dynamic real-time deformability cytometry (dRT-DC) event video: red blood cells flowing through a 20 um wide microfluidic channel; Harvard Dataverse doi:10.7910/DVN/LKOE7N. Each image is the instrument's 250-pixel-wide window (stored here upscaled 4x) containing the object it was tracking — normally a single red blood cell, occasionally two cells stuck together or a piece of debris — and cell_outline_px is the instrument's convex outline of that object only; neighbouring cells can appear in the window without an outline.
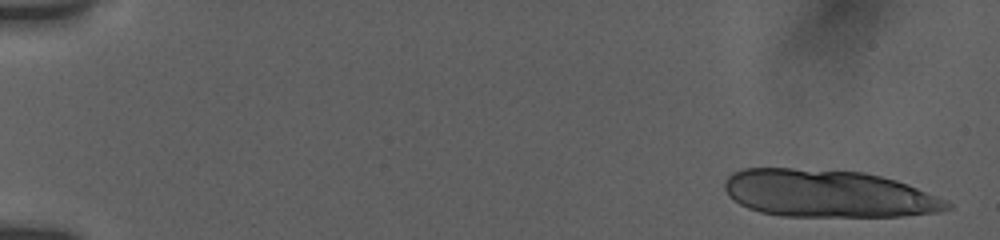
{"species": "human", "species_latin": "Homo sapiens", "temperature_condition": "room temperature", "stored_images_in_passage": 20, "camera_frame_rate_fps": 3000, "um_per_image_px": 0.085, "donor": {"sex": "female"}, "frame": {"image": 1, "passage_image": 1, "time_ms": 0.0, "image_size_px": [1000, 240], "cell_outline_px": [[952, 208], [936, 212], [900, 216], [780, 216], [760, 212], [748, 208], [740, 204], [728, 196], [724, 188], [724, 184], [728, 176], [732, 172], [744, 168], [792, 168], [864, 172], [896, 180], [916, 188], [944, 200], [952, 204]], "centroid_in_image_um": [70.33, 16.45], "position_along_channel_um": 14.7, "area_um2": 61.27}}
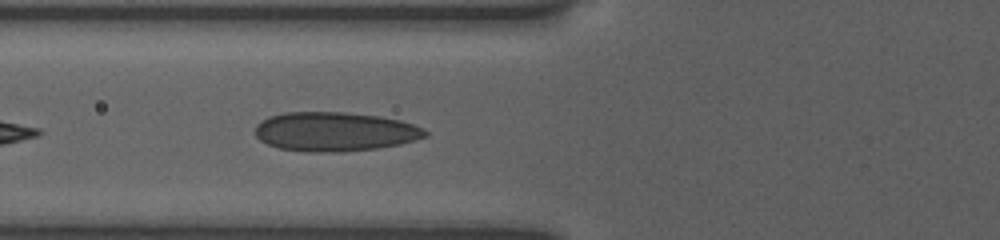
{"frame": {"image": 2, "passage_image": 17, "time_ms": 6.667, "image_size_px": [1000, 240], "cell_outline_px": [[428, 136], [400, 144], [376, 148], [344, 152], [304, 152], [280, 148], [268, 144], [260, 140], [256, 136], [256, 124], [260, 120], [268, 116], [284, 112], [344, 112], [380, 116], [400, 120], [412, 124], [428, 132]], "centroid_in_image_um": [28.43, 11.19], "position_along_channel_um": 97.4, "area_um2": 38.96}}
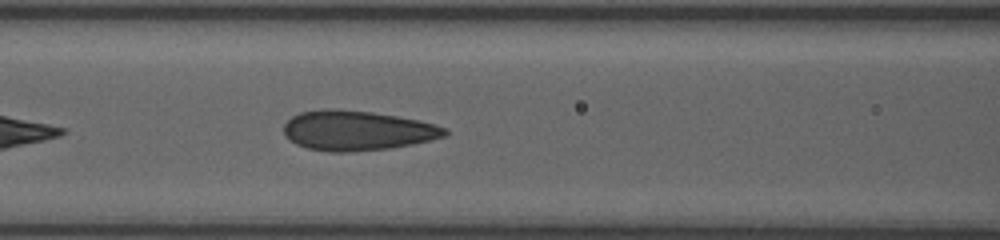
{"frame": {"image": 3, "passage_image": 20, "time_ms": 7.667, "image_size_px": [1000, 240], "cell_outline_px": [[448, 132], [444, 136], [412, 144], [388, 148], [348, 152], [328, 152], [308, 148], [296, 144], [284, 136], [284, 124], [292, 116], [300, 112], [328, 108], [372, 112], [396, 116], [416, 120], [432, 124], [444, 128]], "centroid_in_image_um": [30.28, 11.1], "position_along_channel_um": 136.3, "area_um2": 36.99}}